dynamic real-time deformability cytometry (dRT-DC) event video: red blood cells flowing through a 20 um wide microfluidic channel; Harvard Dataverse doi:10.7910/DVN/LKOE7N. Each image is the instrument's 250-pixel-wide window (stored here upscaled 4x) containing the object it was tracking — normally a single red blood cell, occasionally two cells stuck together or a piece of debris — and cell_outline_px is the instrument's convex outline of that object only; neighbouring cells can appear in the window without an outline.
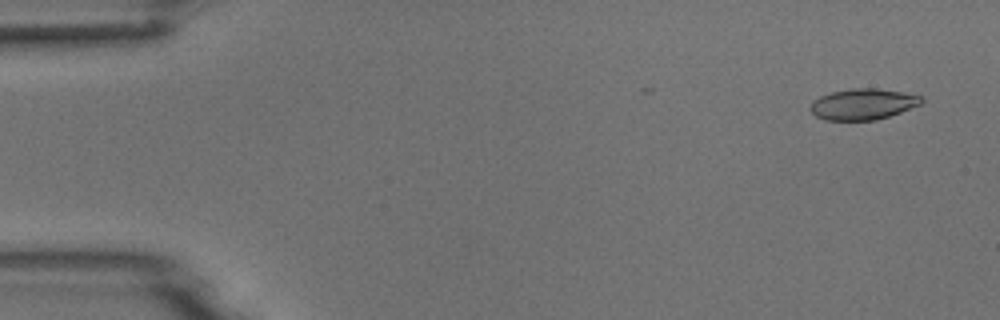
{"species": "common noctule bat (a hibernating species)", "species_latin": "Nyctalus noctula", "temperature_condition": "room temperature", "stored_images_in_passage": 7, "camera_frame_rate_fps": 3000, "um_per_image_px": 0.085, "animal": {"sex": "male", "body_mass_g": 18.8}, "frame": {"image": 1, "passage_image": 1, "time_ms": 0.0, "image_size_px": [1000, 320], "cell_outline_px": [[924, 100], [920, 104], [900, 112], [876, 120], [824, 120], [816, 116], [808, 108], [812, 100], [820, 96], [832, 92], [852, 88], [876, 88], [904, 92], [924, 96]], "centroid_in_image_um": [73.34, 8.84], "position_along_channel_um": 11.7, "area_um2": 20.17}}
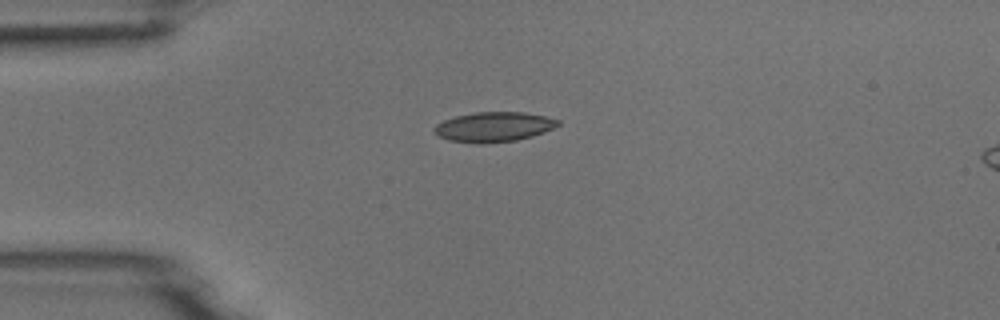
{"frame": {"image": 2, "passage_image": 4, "time_ms": 1.0, "image_size_px": [1000, 320], "cell_outline_px": [[560, 124], [544, 132], [532, 136], [516, 140], [484, 144], [476, 144], [448, 140], [436, 136], [432, 132], [432, 128], [436, 124], [444, 120], [456, 116], [476, 112], [524, 112], [544, 116], [560, 120]], "centroid_in_image_um": [41.91, 10.8], "position_along_channel_um": 43.1, "area_um2": 21.73}}